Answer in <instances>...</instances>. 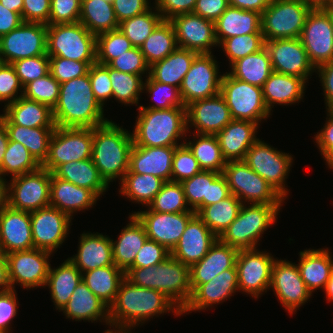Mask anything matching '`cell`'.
I'll return each mask as SVG.
<instances>
[{
    "mask_svg": "<svg viewBox=\"0 0 333 333\" xmlns=\"http://www.w3.org/2000/svg\"><path fill=\"white\" fill-rule=\"evenodd\" d=\"M22 94L23 85L14 67L11 64L0 62V102H6L4 105L7 106L16 101Z\"/></svg>",
    "mask_w": 333,
    "mask_h": 333,
    "instance_id": "64",
    "label": "cell"
},
{
    "mask_svg": "<svg viewBox=\"0 0 333 333\" xmlns=\"http://www.w3.org/2000/svg\"><path fill=\"white\" fill-rule=\"evenodd\" d=\"M91 88L98 103L104 108L105 102L112 98V85L109 66L92 64L88 70Z\"/></svg>",
    "mask_w": 333,
    "mask_h": 333,
    "instance_id": "65",
    "label": "cell"
},
{
    "mask_svg": "<svg viewBox=\"0 0 333 333\" xmlns=\"http://www.w3.org/2000/svg\"><path fill=\"white\" fill-rule=\"evenodd\" d=\"M8 139L23 144L42 165L47 159L49 144L55 127L29 128L16 124H5Z\"/></svg>",
    "mask_w": 333,
    "mask_h": 333,
    "instance_id": "44",
    "label": "cell"
},
{
    "mask_svg": "<svg viewBox=\"0 0 333 333\" xmlns=\"http://www.w3.org/2000/svg\"><path fill=\"white\" fill-rule=\"evenodd\" d=\"M125 272L115 265L82 273V282L108 307L114 302Z\"/></svg>",
    "mask_w": 333,
    "mask_h": 333,
    "instance_id": "43",
    "label": "cell"
},
{
    "mask_svg": "<svg viewBox=\"0 0 333 333\" xmlns=\"http://www.w3.org/2000/svg\"><path fill=\"white\" fill-rule=\"evenodd\" d=\"M81 0H50V17L47 25L79 22Z\"/></svg>",
    "mask_w": 333,
    "mask_h": 333,
    "instance_id": "63",
    "label": "cell"
},
{
    "mask_svg": "<svg viewBox=\"0 0 333 333\" xmlns=\"http://www.w3.org/2000/svg\"><path fill=\"white\" fill-rule=\"evenodd\" d=\"M292 156L258 139L246 152L244 161L285 200L289 191L285 181L293 165Z\"/></svg>",
    "mask_w": 333,
    "mask_h": 333,
    "instance_id": "11",
    "label": "cell"
},
{
    "mask_svg": "<svg viewBox=\"0 0 333 333\" xmlns=\"http://www.w3.org/2000/svg\"><path fill=\"white\" fill-rule=\"evenodd\" d=\"M212 53L197 54L179 88L184 105L220 93L222 75Z\"/></svg>",
    "mask_w": 333,
    "mask_h": 333,
    "instance_id": "15",
    "label": "cell"
},
{
    "mask_svg": "<svg viewBox=\"0 0 333 333\" xmlns=\"http://www.w3.org/2000/svg\"><path fill=\"white\" fill-rule=\"evenodd\" d=\"M197 0H155V8L161 14L163 20H170L172 17L192 13Z\"/></svg>",
    "mask_w": 333,
    "mask_h": 333,
    "instance_id": "69",
    "label": "cell"
},
{
    "mask_svg": "<svg viewBox=\"0 0 333 333\" xmlns=\"http://www.w3.org/2000/svg\"><path fill=\"white\" fill-rule=\"evenodd\" d=\"M47 55V25L22 22L0 37V62L11 64L19 59Z\"/></svg>",
    "mask_w": 333,
    "mask_h": 333,
    "instance_id": "13",
    "label": "cell"
},
{
    "mask_svg": "<svg viewBox=\"0 0 333 333\" xmlns=\"http://www.w3.org/2000/svg\"><path fill=\"white\" fill-rule=\"evenodd\" d=\"M53 174L62 180L91 190L98 198L109 188L91 158L61 164Z\"/></svg>",
    "mask_w": 333,
    "mask_h": 333,
    "instance_id": "39",
    "label": "cell"
},
{
    "mask_svg": "<svg viewBox=\"0 0 333 333\" xmlns=\"http://www.w3.org/2000/svg\"><path fill=\"white\" fill-rule=\"evenodd\" d=\"M266 252L257 248L238 251L235 266L239 292L241 290L258 299L263 292L270 290L271 270L275 258Z\"/></svg>",
    "mask_w": 333,
    "mask_h": 333,
    "instance_id": "17",
    "label": "cell"
},
{
    "mask_svg": "<svg viewBox=\"0 0 333 333\" xmlns=\"http://www.w3.org/2000/svg\"><path fill=\"white\" fill-rule=\"evenodd\" d=\"M264 41L274 72L296 76L308 83L316 68L310 62L300 38Z\"/></svg>",
    "mask_w": 333,
    "mask_h": 333,
    "instance_id": "20",
    "label": "cell"
},
{
    "mask_svg": "<svg viewBox=\"0 0 333 333\" xmlns=\"http://www.w3.org/2000/svg\"><path fill=\"white\" fill-rule=\"evenodd\" d=\"M125 278L133 285L160 291L181 311L192 294L190 267L171 255L154 266L129 268Z\"/></svg>",
    "mask_w": 333,
    "mask_h": 333,
    "instance_id": "4",
    "label": "cell"
},
{
    "mask_svg": "<svg viewBox=\"0 0 333 333\" xmlns=\"http://www.w3.org/2000/svg\"><path fill=\"white\" fill-rule=\"evenodd\" d=\"M169 256L170 251L162 244L147 238L142 248L137 252L134 263L130 268L154 266L163 262Z\"/></svg>",
    "mask_w": 333,
    "mask_h": 333,
    "instance_id": "66",
    "label": "cell"
},
{
    "mask_svg": "<svg viewBox=\"0 0 333 333\" xmlns=\"http://www.w3.org/2000/svg\"><path fill=\"white\" fill-rule=\"evenodd\" d=\"M231 195L225 176L220 173L210 184L208 199H203V207L218 203Z\"/></svg>",
    "mask_w": 333,
    "mask_h": 333,
    "instance_id": "74",
    "label": "cell"
},
{
    "mask_svg": "<svg viewBox=\"0 0 333 333\" xmlns=\"http://www.w3.org/2000/svg\"><path fill=\"white\" fill-rule=\"evenodd\" d=\"M176 35L169 20H162L140 46L149 66L166 58L177 48Z\"/></svg>",
    "mask_w": 333,
    "mask_h": 333,
    "instance_id": "48",
    "label": "cell"
},
{
    "mask_svg": "<svg viewBox=\"0 0 333 333\" xmlns=\"http://www.w3.org/2000/svg\"><path fill=\"white\" fill-rule=\"evenodd\" d=\"M112 85V99L127 105L139 104L143 93V78L140 75L120 72L109 67Z\"/></svg>",
    "mask_w": 333,
    "mask_h": 333,
    "instance_id": "52",
    "label": "cell"
},
{
    "mask_svg": "<svg viewBox=\"0 0 333 333\" xmlns=\"http://www.w3.org/2000/svg\"><path fill=\"white\" fill-rule=\"evenodd\" d=\"M237 269L234 265L217 275L213 280L205 284H200L191 294L189 302L181 311V315L192 311H203L213 305H218L235 292H238Z\"/></svg>",
    "mask_w": 333,
    "mask_h": 333,
    "instance_id": "27",
    "label": "cell"
},
{
    "mask_svg": "<svg viewBox=\"0 0 333 333\" xmlns=\"http://www.w3.org/2000/svg\"><path fill=\"white\" fill-rule=\"evenodd\" d=\"M23 22L19 13L5 8L0 3V37L16 29Z\"/></svg>",
    "mask_w": 333,
    "mask_h": 333,
    "instance_id": "75",
    "label": "cell"
},
{
    "mask_svg": "<svg viewBox=\"0 0 333 333\" xmlns=\"http://www.w3.org/2000/svg\"><path fill=\"white\" fill-rule=\"evenodd\" d=\"M99 198L89 189L62 180L51 173L50 206L59 209L71 219L74 213L96 205Z\"/></svg>",
    "mask_w": 333,
    "mask_h": 333,
    "instance_id": "31",
    "label": "cell"
},
{
    "mask_svg": "<svg viewBox=\"0 0 333 333\" xmlns=\"http://www.w3.org/2000/svg\"><path fill=\"white\" fill-rule=\"evenodd\" d=\"M193 134V141L188 140V142H186L187 140H185L184 143L192 151L200 168L205 171L223 173L227 161L223 158L217 136L198 133Z\"/></svg>",
    "mask_w": 333,
    "mask_h": 333,
    "instance_id": "49",
    "label": "cell"
},
{
    "mask_svg": "<svg viewBox=\"0 0 333 333\" xmlns=\"http://www.w3.org/2000/svg\"><path fill=\"white\" fill-rule=\"evenodd\" d=\"M96 100L89 73L60 84L59 100L53 108L56 127L94 128L109 121Z\"/></svg>",
    "mask_w": 333,
    "mask_h": 333,
    "instance_id": "2",
    "label": "cell"
},
{
    "mask_svg": "<svg viewBox=\"0 0 333 333\" xmlns=\"http://www.w3.org/2000/svg\"><path fill=\"white\" fill-rule=\"evenodd\" d=\"M219 174L215 171L202 170L200 173L181 182L186 202L195 213L203 207V199H208L209 184Z\"/></svg>",
    "mask_w": 333,
    "mask_h": 333,
    "instance_id": "56",
    "label": "cell"
},
{
    "mask_svg": "<svg viewBox=\"0 0 333 333\" xmlns=\"http://www.w3.org/2000/svg\"><path fill=\"white\" fill-rule=\"evenodd\" d=\"M299 38L315 68L333 60L330 6L311 9Z\"/></svg>",
    "mask_w": 333,
    "mask_h": 333,
    "instance_id": "16",
    "label": "cell"
},
{
    "mask_svg": "<svg viewBox=\"0 0 333 333\" xmlns=\"http://www.w3.org/2000/svg\"><path fill=\"white\" fill-rule=\"evenodd\" d=\"M77 254L68 258L81 273L114 265L112 241L101 233H85L79 237Z\"/></svg>",
    "mask_w": 333,
    "mask_h": 333,
    "instance_id": "30",
    "label": "cell"
},
{
    "mask_svg": "<svg viewBox=\"0 0 333 333\" xmlns=\"http://www.w3.org/2000/svg\"><path fill=\"white\" fill-rule=\"evenodd\" d=\"M315 72L323 87L326 111L333 110V60L318 66Z\"/></svg>",
    "mask_w": 333,
    "mask_h": 333,
    "instance_id": "72",
    "label": "cell"
},
{
    "mask_svg": "<svg viewBox=\"0 0 333 333\" xmlns=\"http://www.w3.org/2000/svg\"><path fill=\"white\" fill-rule=\"evenodd\" d=\"M47 55L96 61V36L80 22L47 25Z\"/></svg>",
    "mask_w": 333,
    "mask_h": 333,
    "instance_id": "8",
    "label": "cell"
},
{
    "mask_svg": "<svg viewBox=\"0 0 333 333\" xmlns=\"http://www.w3.org/2000/svg\"><path fill=\"white\" fill-rule=\"evenodd\" d=\"M134 214L144 225L148 239L162 244L172 251L178 243L188 221L196 214L194 211L180 213H162L150 211H135Z\"/></svg>",
    "mask_w": 333,
    "mask_h": 333,
    "instance_id": "23",
    "label": "cell"
},
{
    "mask_svg": "<svg viewBox=\"0 0 333 333\" xmlns=\"http://www.w3.org/2000/svg\"><path fill=\"white\" fill-rule=\"evenodd\" d=\"M30 220L34 248L54 255L69 235L72 219L59 209L48 206L30 212Z\"/></svg>",
    "mask_w": 333,
    "mask_h": 333,
    "instance_id": "21",
    "label": "cell"
},
{
    "mask_svg": "<svg viewBox=\"0 0 333 333\" xmlns=\"http://www.w3.org/2000/svg\"><path fill=\"white\" fill-rule=\"evenodd\" d=\"M197 54L195 51L177 47L166 58L150 66L149 75L155 81L180 88Z\"/></svg>",
    "mask_w": 333,
    "mask_h": 333,
    "instance_id": "41",
    "label": "cell"
},
{
    "mask_svg": "<svg viewBox=\"0 0 333 333\" xmlns=\"http://www.w3.org/2000/svg\"><path fill=\"white\" fill-rule=\"evenodd\" d=\"M108 66L120 72L140 75L141 77L145 73V77H147L150 73V66L147 64L139 47H133L122 55H119Z\"/></svg>",
    "mask_w": 333,
    "mask_h": 333,
    "instance_id": "62",
    "label": "cell"
},
{
    "mask_svg": "<svg viewBox=\"0 0 333 333\" xmlns=\"http://www.w3.org/2000/svg\"><path fill=\"white\" fill-rule=\"evenodd\" d=\"M312 8L306 0H271L261 14L264 40L299 38Z\"/></svg>",
    "mask_w": 333,
    "mask_h": 333,
    "instance_id": "7",
    "label": "cell"
},
{
    "mask_svg": "<svg viewBox=\"0 0 333 333\" xmlns=\"http://www.w3.org/2000/svg\"><path fill=\"white\" fill-rule=\"evenodd\" d=\"M50 0H23V22L48 24Z\"/></svg>",
    "mask_w": 333,
    "mask_h": 333,
    "instance_id": "68",
    "label": "cell"
},
{
    "mask_svg": "<svg viewBox=\"0 0 333 333\" xmlns=\"http://www.w3.org/2000/svg\"><path fill=\"white\" fill-rule=\"evenodd\" d=\"M237 254V249L217 239L207 254L190 267L192 292L200 284L208 283L223 271L231 269L236 263Z\"/></svg>",
    "mask_w": 333,
    "mask_h": 333,
    "instance_id": "29",
    "label": "cell"
},
{
    "mask_svg": "<svg viewBox=\"0 0 333 333\" xmlns=\"http://www.w3.org/2000/svg\"><path fill=\"white\" fill-rule=\"evenodd\" d=\"M181 182L165 181L148 205L150 211L162 213H180L193 211L188 207Z\"/></svg>",
    "mask_w": 333,
    "mask_h": 333,
    "instance_id": "53",
    "label": "cell"
},
{
    "mask_svg": "<svg viewBox=\"0 0 333 333\" xmlns=\"http://www.w3.org/2000/svg\"><path fill=\"white\" fill-rule=\"evenodd\" d=\"M242 202L231 194L226 199L202 207L196 215L206 224L211 232L219 238L237 217Z\"/></svg>",
    "mask_w": 333,
    "mask_h": 333,
    "instance_id": "46",
    "label": "cell"
},
{
    "mask_svg": "<svg viewBox=\"0 0 333 333\" xmlns=\"http://www.w3.org/2000/svg\"><path fill=\"white\" fill-rule=\"evenodd\" d=\"M8 205V182L0 174V211Z\"/></svg>",
    "mask_w": 333,
    "mask_h": 333,
    "instance_id": "79",
    "label": "cell"
},
{
    "mask_svg": "<svg viewBox=\"0 0 333 333\" xmlns=\"http://www.w3.org/2000/svg\"><path fill=\"white\" fill-rule=\"evenodd\" d=\"M0 3L5 8L19 13L22 17L23 0H0Z\"/></svg>",
    "mask_w": 333,
    "mask_h": 333,
    "instance_id": "80",
    "label": "cell"
},
{
    "mask_svg": "<svg viewBox=\"0 0 333 333\" xmlns=\"http://www.w3.org/2000/svg\"><path fill=\"white\" fill-rule=\"evenodd\" d=\"M131 41L115 29L96 36V63L108 65L113 59L132 49Z\"/></svg>",
    "mask_w": 333,
    "mask_h": 333,
    "instance_id": "54",
    "label": "cell"
},
{
    "mask_svg": "<svg viewBox=\"0 0 333 333\" xmlns=\"http://www.w3.org/2000/svg\"><path fill=\"white\" fill-rule=\"evenodd\" d=\"M50 182L51 172L42 167L11 178L8 182V205L27 212L50 206Z\"/></svg>",
    "mask_w": 333,
    "mask_h": 333,
    "instance_id": "14",
    "label": "cell"
},
{
    "mask_svg": "<svg viewBox=\"0 0 333 333\" xmlns=\"http://www.w3.org/2000/svg\"><path fill=\"white\" fill-rule=\"evenodd\" d=\"M149 0H114L113 9L119 23L151 8Z\"/></svg>",
    "mask_w": 333,
    "mask_h": 333,
    "instance_id": "70",
    "label": "cell"
},
{
    "mask_svg": "<svg viewBox=\"0 0 333 333\" xmlns=\"http://www.w3.org/2000/svg\"><path fill=\"white\" fill-rule=\"evenodd\" d=\"M52 253L33 248L6 254L12 289L16 284L26 289L45 287Z\"/></svg>",
    "mask_w": 333,
    "mask_h": 333,
    "instance_id": "18",
    "label": "cell"
},
{
    "mask_svg": "<svg viewBox=\"0 0 333 333\" xmlns=\"http://www.w3.org/2000/svg\"><path fill=\"white\" fill-rule=\"evenodd\" d=\"M257 128L259 124L248 120H232L227 124L216 135L223 158L227 162L244 160L248 149L259 139Z\"/></svg>",
    "mask_w": 333,
    "mask_h": 333,
    "instance_id": "32",
    "label": "cell"
},
{
    "mask_svg": "<svg viewBox=\"0 0 333 333\" xmlns=\"http://www.w3.org/2000/svg\"><path fill=\"white\" fill-rule=\"evenodd\" d=\"M177 46L200 53H212V47H219L215 35V22L195 13H184L172 17Z\"/></svg>",
    "mask_w": 333,
    "mask_h": 333,
    "instance_id": "22",
    "label": "cell"
},
{
    "mask_svg": "<svg viewBox=\"0 0 333 333\" xmlns=\"http://www.w3.org/2000/svg\"><path fill=\"white\" fill-rule=\"evenodd\" d=\"M11 289L6 254L0 249V292H6Z\"/></svg>",
    "mask_w": 333,
    "mask_h": 333,
    "instance_id": "77",
    "label": "cell"
},
{
    "mask_svg": "<svg viewBox=\"0 0 333 333\" xmlns=\"http://www.w3.org/2000/svg\"><path fill=\"white\" fill-rule=\"evenodd\" d=\"M252 33H262L261 14L229 6L215 21V35L220 45L225 39Z\"/></svg>",
    "mask_w": 333,
    "mask_h": 333,
    "instance_id": "38",
    "label": "cell"
},
{
    "mask_svg": "<svg viewBox=\"0 0 333 333\" xmlns=\"http://www.w3.org/2000/svg\"><path fill=\"white\" fill-rule=\"evenodd\" d=\"M60 83L49 73L23 87L25 98L49 106L52 110L59 100Z\"/></svg>",
    "mask_w": 333,
    "mask_h": 333,
    "instance_id": "58",
    "label": "cell"
},
{
    "mask_svg": "<svg viewBox=\"0 0 333 333\" xmlns=\"http://www.w3.org/2000/svg\"><path fill=\"white\" fill-rule=\"evenodd\" d=\"M40 167L41 165L23 144L9 140L2 165L0 166V174L3 177L11 174V178H13L37 171Z\"/></svg>",
    "mask_w": 333,
    "mask_h": 333,
    "instance_id": "50",
    "label": "cell"
},
{
    "mask_svg": "<svg viewBox=\"0 0 333 333\" xmlns=\"http://www.w3.org/2000/svg\"><path fill=\"white\" fill-rule=\"evenodd\" d=\"M330 254L328 248L305 249L299 252L298 269L311 294L320 288L324 290L330 279L333 272V259Z\"/></svg>",
    "mask_w": 333,
    "mask_h": 333,
    "instance_id": "36",
    "label": "cell"
},
{
    "mask_svg": "<svg viewBox=\"0 0 333 333\" xmlns=\"http://www.w3.org/2000/svg\"><path fill=\"white\" fill-rule=\"evenodd\" d=\"M281 206L283 205L242 204L235 220L218 239L238 251L257 248L264 231L278 219Z\"/></svg>",
    "mask_w": 333,
    "mask_h": 333,
    "instance_id": "6",
    "label": "cell"
},
{
    "mask_svg": "<svg viewBox=\"0 0 333 333\" xmlns=\"http://www.w3.org/2000/svg\"><path fill=\"white\" fill-rule=\"evenodd\" d=\"M187 131L194 127L198 134L217 135L233 119L225 99L216 96L195 100L186 105Z\"/></svg>",
    "mask_w": 333,
    "mask_h": 333,
    "instance_id": "24",
    "label": "cell"
},
{
    "mask_svg": "<svg viewBox=\"0 0 333 333\" xmlns=\"http://www.w3.org/2000/svg\"><path fill=\"white\" fill-rule=\"evenodd\" d=\"M96 61H74L61 57H49L50 74L61 84L88 73L89 67Z\"/></svg>",
    "mask_w": 333,
    "mask_h": 333,
    "instance_id": "60",
    "label": "cell"
},
{
    "mask_svg": "<svg viewBox=\"0 0 333 333\" xmlns=\"http://www.w3.org/2000/svg\"><path fill=\"white\" fill-rule=\"evenodd\" d=\"M8 142L9 139L6 126L4 124L3 118L0 116V166L2 165Z\"/></svg>",
    "mask_w": 333,
    "mask_h": 333,
    "instance_id": "78",
    "label": "cell"
},
{
    "mask_svg": "<svg viewBox=\"0 0 333 333\" xmlns=\"http://www.w3.org/2000/svg\"><path fill=\"white\" fill-rule=\"evenodd\" d=\"M218 238L195 214L189 221L176 246L170 252L176 260L191 267L199 262Z\"/></svg>",
    "mask_w": 333,
    "mask_h": 333,
    "instance_id": "26",
    "label": "cell"
},
{
    "mask_svg": "<svg viewBox=\"0 0 333 333\" xmlns=\"http://www.w3.org/2000/svg\"><path fill=\"white\" fill-rule=\"evenodd\" d=\"M143 82V93H149L155 104L149 106L139 105L138 109H170L173 107H186L181 99L179 88L155 81L148 75Z\"/></svg>",
    "mask_w": 333,
    "mask_h": 333,
    "instance_id": "55",
    "label": "cell"
},
{
    "mask_svg": "<svg viewBox=\"0 0 333 333\" xmlns=\"http://www.w3.org/2000/svg\"><path fill=\"white\" fill-rule=\"evenodd\" d=\"M93 128L55 127L42 168L53 173L61 164L90 159Z\"/></svg>",
    "mask_w": 333,
    "mask_h": 333,
    "instance_id": "12",
    "label": "cell"
},
{
    "mask_svg": "<svg viewBox=\"0 0 333 333\" xmlns=\"http://www.w3.org/2000/svg\"><path fill=\"white\" fill-rule=\"evenodd\" d=\"M33 248L30 212L5 206L0 211V249L8 254Z\"/></svg>",
    "mask_w": 333,
    "mask_h": 333,
    "instance_id": "25",
    "label": "cell"
},
{
    "mask_svg": "<svg viewBox=\"0 0 333 333\" xmlns=\"http://www.w3.org/2000/svg\"><path fill=\"white\" fill-rule=\"evenodd\" d=\"M220 94L233 120H248L260 125L271 113L265 105L262 88L223 73Z\"/></svg>",
    "mask_w": 333,
    "mask_h": 333,
    "instance_id": "10",
    "label": "cell"
},
{
    "mask_svg": "<svg viewBox=\"0 0 333 333\" xmlns=\"http://www.w3.org/2000/svg\"><path fill=\"white\" fill-rule=\"evenodd\" d=\"M231 194L243 204L283 205L284 199L244 160L228 161L222 173Z\"/></svg>",
    "mask_w": 333,
    "mask_h": 333,
    "instance_id": "9",
    "label": "cell"
},
{
    "mask_svg": "<svg viewBox=\"0 0 333 333\" xmlns=\"http://www.w3.org/2000/svg\"><path fill=\"white\" fill-rule=\"evenodd\" d=\"M11 65L14 67L23 87L27 83L50 73L48 55L19 59Z\"/></svg>",
    "mask_w": 333,
    "mask_h": 333,
    "instance_id": "61",
    "label": "cell"
},
{
    "mask_svg": "<svg viewBox=\"0 0 333 333\" xmlns=\"http://www.w3.org/2000/svg\"><path fill=\"white\" fill-rule=\"evenodd\" d=\"M51 267L45 287L49 288L55 309L60 311L82 282V273L68 258L59 267Z\"/></svg>",
    "mask_w": 333,
    "mask_h": 333,
    "instance_id": "40",
    "label": "cell"
},
{
    "mask_svg": "<svg viewBox=\"0 0 333 333\" xmlns=\"http://www.w3.org/2000/svg\"><path fill=\"white\" fill-rule=\"evenodd\" d=\"M229 59V64L261 50L265 46L262 33H252L225 39L220 45Z\"/></svg>",
    "mask_w": 333,
    "mask_h": 333,
    "instance_id": "57",
    "label": "cell"
},
{
    "mask_svg": "<svg viewBox=\"0 0 333 333\" xmlns=\"http://www.w3.org/2000/svg\"><path fill=\"white\" fill-rule=\"evenodd\" d=\"M228 7V0H197L193 13L215 22Z\"/></svg>",
    "mask_w": 333,
    "mask_h": 333,
    "instance_id": "71",
    "label": "cell"
},
{
    "mask_svg": "<svg viewBox=\"0 0 333 333\" xmlns=\"http://www.w3.org/2000/svg\"><path fill=\"white\" fill-rule=\"evenodd\" d=\"M138 110L137 120L132 132L134 145L168 147L179 146L184 143V141L182 143L178 141L186 140V133H188L186 107Z\"/></svg>",
    "mask_w": 333,
    "mask_h": 333,
    "instance_id": "5",
    "label": "cell"
},
{
    "mask_svg": "<svg viewBox=\"0 0 333 333\" xmlns=\"http://www.w3.org/2000/svg\"><path fill=\"white\" fill-rule=\"evenodd\" d=\"M60 311H63L66 318L75 321H100L110 326L109 307L84 282L76 287L70 300Z\"/></svg>",
    "mask_w": 333,
    "mask_h": 333,
    "instance_id": "34",
    "label": "cell"
},
{
    "mask_svg": "<svg viewBox=\"0 0 333 333\" xmlns=\"http://www.w3.org/2000/svg\"><path fill=\"white\" fill-rule=\"evenodd\" d=\"M79 22L95 36L119 28L113 3L104 0H81Z\"/></svg>",
    "mask_w": 333,
    "mask_h": 333,
    "instance_id": "45",
    "label": "cell"
},
{
    "mask_svg": "<svg viewBox=\"0 0 333 333\" xmlns=\"http://www.w3.org/2000/svg\"><path fill=\"white\" fill-rule=\"evenodd\" d=\"M271 288L281 305L292 315L312 296L300 276L298 265L285 259L273 262Z\"/></svg>",
    "mask_w": 333,
    "mask_h": 333,
    "instance_id": "19",
    "label": "cell"
},
{
    "mask_svg": "<svg viewBox=\"0 0 333 333\" xmlns=\"http://www.w3.org/2000/svg\"><path fill=\"white\" fill-rule=\"evenodd\" d=\"M162 20L163 18L157 9L151 7L144 13L119 23V29L134 47L140 48Z\"/></svg>",
    "mask_w": 333,
    "mask_h": 333,
    "instance_id": "51",
    "label": "cell"
},
{
    "mask_svg": "<svg viewBox=\"0 0 333 333\" xmlns=\"http://www.w3.org/2000/svg\"><path fill=\"white\" fill-rule=\"evenodd\" d=\"M132 146V133L112 120L93 128L91 159L108 185L123 180L129 170Z\"/></svg>",
    "mask_w": 333,
    "mask_h": 333,
    "instance_id": "3",
    "label": "cell"
},
{
    "mask_svg": "<svg viewBox=\"0 0 333 333\" xmlns=\"http://www.w3.org/2000/svg\"><path fill=\"white\" fill-rule=\"evenodd\" d=\"M306 82L299 77L272 72L262 86L263 99L271 113L274 104L293 105L303 100Z\"/></svg>",
    "mask_w": 333,
    "mask_h": 333,
    "instance_id": "35",
    "label": "cell"
},
{
    "mask_svg": "<svg viewBox=\"0 0 333 333\" xmlns=\"http://www.w3.org/2000/svg\"><path fill=\"white\" fill-rule=\"evenodd\" d=\"M271 0H228L229 6L242 10L262 12L269 6Z\"/></svg>",
    "mask_w": 333,
    "mask_h": 333,
    "instance_id": "76",
    "label": "cell"
},
{
    "mask_svg": "<svg viewBox=\"0 0 333 333\" xmlns=\"http://www.w3.org/2000/svg\"><path fill=\"white\" fill-rule=\"evenodd\" d=\"M202 171L197 159L194 157L189 147L183 143L175 146L172 161L171 181L182 182Z\"/></svg>",
    "mask_w": 333,
    "mask_h": 333,
    "instance_id": "59",
    "label": "cell"
},
{
    "mask_svg": "<svg viewBox=\"0 0 333 333\" xmlns=\"http://www.w3.org/2000/svg\"><path fill=\"white\" fill-rule=\"evenodd\" d=\"M18 298L16 289L0 292V333H10V322L16 317L18 311Z\"/></svg>",
    "mask_w": 333,
    "mask_h": 333,
    "instance_id": "67",
    "label": "cell"
},
{
    "mask_svg": "<svg viewBox=\"0 0 333 333\" xmlns=\"http://www.w3.org/2000/svg\"><path fill=\"white\" fill-rule=\"evenodd\" d=\"M3 113L0 116L4 124H16L29 128L56 127L53 110L49 106L24 96L4 106Z\"/></svg>",
    "mask_w": 333,
    "mask_h": 333,
    "instance_id": "33",
    "label": "cell"
},
{
    "mask_svg": "<svg viewBox=\"0 0 333 333\" xmlns=\"http://www.w3.org/2000/svg\"><path fill=\"white\" fill-rule=\"evenodd\" d=\"M164 181L152 174L125 173L119 194L145 207L153 201Z\"/></svg>",
    "mask_w": 333,
    "mask_h": 333,
    "instance_id": "47",
    "label": "cell"
},
{
    "mask_svg": "<svg viewBox=\"0 0 333 333\" xmlns=\"http://www.w3.org/2000/svg\"><path fill=\"white\" fill-rule=\"evenodd\" d=\"M166 312L181 315V310L160 291L133 285L125 278L109 306L110 328L131 330Z\"/></svg>",
    "mask_w": 333,
    "mask_h": 333,
    "instance_id": "1",
    "label": "cell"
},
{
    "mask_svg": "<svg viewBox=\"0 0 333 333\" xmlns=\"http://www.w3.org/2000/svg\"><path fill=\"white\" fill-rule=\"evenodd\" d=\"M231 77L261 87L273 72L270 55L266 47L256 53L238 59L230 65Z\"/></svg>",
    "mask_w": 333,
    "mask_h": 333,
    "instance_id": "42",
    "label": "cell"
},
{
    "mask_svg": "<svg viewBox=\"0 0 333 333\" xmlns=\"http://www.w3.org/2000/svg\"><path fill=\"white\" fill-rule=\"evenodd\" d=\"M174 152L175 146L144 147L133 144L126 173L152 174L164 182L171 181Z\"/></svg>",
    "mask_w": 333,
    "mask_h": 333,
    "instance_id": "28",
    "label": "cell"
},
{
    "mask_svg": "<svg viewBox=\"0 0 333 333\" xmlns=\"http://www.w3.org/2000/svg\"><path fill=\"white\" fill-rule=\"evenodd\" d=\"M128 218L130 221L121 230L118 239H111L114 265L124 272L133 265L137 252L148 238L139 219L134 214Z\"/></svg>",
    "mask_w": 333,
    "mask_h": 333,
    "instance_id": "37",
    "label": "cell"
},
{
    "mask_svg": "<svg viewBox=\"0 0 333 333\" xmlns=\"http://www.w3.org/2000/svg\"><path fill=\"white\" fill-rule=\"evenodd\" d=\"M326 124L314 135V140L325 159L333 151V110H327Z\"/></svg>",
    "mask_w": 333,
    "mask_h": 333,
    "instance_id": "73",
    "label": "cell"
}]
</instances>
